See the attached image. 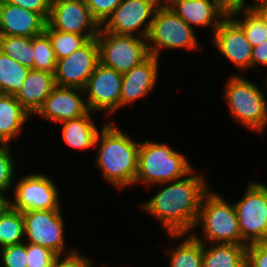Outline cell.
I'll list each match as a JSON object with an SVG mask.
<instances>
[{
  "label": "cell",
  "mask_w": 267,
  "mask_h": 267,
  "mask_svg": "<svg viewBox=\"0 0 267 267\" xmlns=\"http://www.w3.org/2000/svg\"><path fill=\"white\" fill-rule=\"evenodd\" d=\"M194 172L188 177L161 184H166L165 188L140 207L160 221L172 241L188 232L193 233L202 198L209 190L203 175H194Z\"/></svg>",
  "instance_id": "cell-1"
},
{
  "label": "cell",
  "mask_w": 267,
  "mask_h": 267,
  "mask_svg": "<svg viewBox=\"0 0 267 267\" xmlns=\"http://www.w3.org/2000/svg\"><path fill=\"white\" fill-rule=\"evenodd\" d=\"M113 124H104L97 135L95 146L98 147V155L95 162L104 180L120 189L135 184L140 143L134 142L128 133H123Z\"/></svg>",
  "instance_id": "cell-2"
},
{
  "label": "cell",
  "mask_w": 267,
  "mask_h": 267,
  "mask_svg": "<svg viewBox=\"0 0 267 267\" xmlns=\"http://www.w3.org/2000/svg\"><path fill=\"white\" fill-rule=\"evenodd\" d=\"M193 170L187 158L167 144L140 142L135 183L160 185L182 179Z\"/></svg>",
  "instance_id": "cell-3"
},
{
  "label": "cell",
  "mask_w": 267,
  "mask_h": 267,
  "mask_svg": "<svg viewBox=\"0 0 267 267\" xmlns=\"http://www.w3.org/2000/svg\"><path fill=\"white\" fill-rule=\"evenodd\" d=\"M225 86L230 115L249 130L261 132L267 125V100L259 87L249 79L232 76Z\"/></svg>",
  "instance_id": "cell-4"
},
{
  "label": "cell",
  "mask_w": 267,
  "mask_h": 267,
  "mask_svg": "<svg viewBox=\"0 0 267 267\" xmlns=\"http://www.w3.org/2000/svg\"><path fill=\"white\" fill-rule=\"evenodd\" d=\"M201 226L205 240L213 243L242 245L238 218L234 204L223 196L208 190L201 201L195 227Z\"/></svg>",
  "instance_id": "cell-5"
},
{
  "label": "cell",
  "mask_w": 267,
  "mask_h": 267,
  "mask_svg": "<svg viewBox=\"0 0 267 267\" xmlns=\"http://www.w3.org/2000/svg\"><path fill=\"white\" fill-rule=\"evenodd\" d=\"M192 28L169 6L160 5L155 11L147 36L150 55L159 57V51L167 48L201 49Z\"/></svg>",
  "instance_id": "cell-6"
},
{
  "label": "cell",
  "mask_w": 267,
  "mask_h": 267,
  "mask_svg": "<svg viewBox=\"0 0 267 267\" xmlns=\"http://www.w3.org/2000/svg\"><path fill=\"white\" fill-rule=\"evenodd\" d=\"M97 43L99 62L119 73H126L149 56L147 38L115 34L99 29Z\"/></svg>",
  "instance_id": "cell-7"
},
{
  "label": "cell",
  "mask_w": 267,
  "mask_h": 267,
  "mask_svg": "<svg viewBox=\"0 0 267 267\" xmlns=\"http://www.w3.org/2000/svg\"><path fill=\"white\" fill-rule=\"evenodd\" d=\"M233 204L242 245L267 242V185L250 182L244 197Z\"/></svg>",
  "instance_id": "cell-8"
},
{
  "label": "cell",
  "mask_w": 267,
  "mask_h": 267,
  "mask_svg": "<svg viewBox=\"0 0 267 267\" xmlns=\"http://www.w3.org/2000/svg\"><path fill=\"white\" fill-rule=\"evenodd\" d=\"M61 209L23 211L24 235L28 242L49 248L59 257L77 252L66 251L64 242V221ZM66 251V253H65Z\"/></svg>",
  "instance_id": "cell-9"
},
{
  "label": "cell",
  "mask_w": 267,
  "mask_h": 267,
  "mask_svg": "<svg viewBox=\"0 0 267 267\" xmlns=\"http://www.w3.org/2000/svg\"><path fill=\"white\" fill-rule=\"evenodd\" d=\"M160 5V0H122L100 28L106 32L134 36L139 29L138 36L147 38Z\"/></svg>",
  "instance_id": "cell-10"
},
{
  "label": "cell",
  "mask_w": 267,
  "mask_h": 267,
  "mask_svg": "<svg viewBox=\"0 0 267 267\" xmlns=\"http://www.w3.org/2000/svg\"><path fill=\"white\" fill-rule=\"evenodd\" d=\"M58 189L49 178L41 173L21 177L15 185L14 201L10 206L18 211L60 209Z\"/></svg>",
  "instance_id": "cell-11"
},
{
  "label": "cell",
  "mask_w": 267,
  "mask_h": 267,
  "mask_svg": "<svg viewBox=\"0 0 267 267\" xmlns=\"http://www.w3.org/2000/svg\"><path fill=\"white\" fill-rule=\"evenodd\" d=\"M122 79V73L99 62L83 89L89 111L112 114L119 110Z\"/></svg>",
  "instance_id": "cell-12"
},
{
  "label": "cell",
  "mask_w": 267,
  "mask_h": 267,
  "mask_svg": "<svg viewBox=\"0 0 267 267\" xmlns=\"http://www.w3.org/2000/svg\"><path fill=\"white\" fill-rule=\"evenodd\" d=\"M98 63L97 38L89 39L68 57L57 60L54 73L56 86L84 89Z\"/></svg>",
  "instance_id": "cell-13"
},
{
  "label": "cell",
  "mask_w": 267,
  "mask_h": 267,
  "mask_svg": "<svg viewBox=\"0 0 267 267\" xmlns=\"http://www.w3.org/2000/svg\"><path fill=\"white\" fill-rule=\"evenodd\" d=\"M47 25L54 30L74 33L94 39L99 23L92 17L85 0H60L50 5Z\"/></svg>",
  "instance_id": "cell-14"
},
{
  "label": "cell",
  "mask_w": 267,
  "mask_h": 267,
  "mask_svg": "<svg viewBox=\"0 0 267 267\" xmlns=\"http://www.w3.org/2000/svg\"><path fill=\"white\" fill-rule=\"evenodd\" d=\"M213 43L219 52L240 70L252 67V46L242 27L228 14L213 32Z\"/></svg>",
  "instance_id": "cell-15"
},
{
  "label": "cell",
  "mask_w": 267,
  "mask_h": 267,
  "mask_svg": "<svg viewBox=\"0 0 267 267\" xmlns=\"http://www.w3.org/2000/svg\"><path fill=\"white\" fill-rule=\"evenodd\" d=\"M83 89L56 86L35 115L53 122L71 120L89 112Z\"/></svg>",
  "instance_id": "cell-16"
},
{
  "label": "cell",
  "mask_w": 267,
  "mask_h": 267,
  "mask_svg": "<svg viewBox=\"0 0 267 267\" xmlns=\"http://www.w3.org/2000/svg\"><path fill=\"white\" fill-rule=\"evenodd\" d=\"M46 24L40 14L0 0V35L34 37L45 31Z\"/></svg>",
  "instance_id": "cell-17"
},
{
  "label": "cell",
  "mask_w": 267,
  "mask_h": 267,
  "mask_svg": "<svg viewBox=\"0 0 267 267\" xmlns=\"http://www.w3.org/2000/svg\"><path fill=\"white\" fill-rule=\"evenodd\" d=\"M169 7L190 27L212 25L214 32L229 11L220 0H177Z\"/></svg>",
  "instance_id": "cell-18"
},
{
  "label": "cell",
  "mask_w": 267,
  "mask_h": 267,
  "mask_svg": "<svg viewBox=\"0 0 267 267\" xmlns=\"http://www.w3.org/2000/svg\"><path fill=\"white\" fill-rule=\"evenodd\" d=\"M158 70V57L150 55L141 64L124 73L120 95V108L150 94L157 83Z\"/></svg>",
  "instance_id": "cell-19"
},
{
  "label": "cell",
  "mask_w": 267,
  "mask_h": 267,
  "mask_svg": "<svg viewBox=\"0 0 267 267\" xmlns=\"http://www.w3.org/2000/svg\"><path fill=\"white\" fill-rule=\"evenodd\" d=\"M55 87L54 74L30 69L15 98L31 116L38 112Z\"/></svg>",
  "instance_id": "cell-20"
},
{
  "label": "cell",
  "mask_w": 267,
  "mask_h": 267,
  "mask_svg": "<svg viewBox=\"0 0 267 267\" xmlns=\"http://www.w3.org/2000/svg\"><path fill=\"white\" fill-rule=\"evenodd\" d=\"M192 235L202 241V267H246V245L214 243L212 247L206 248L199 235Z\"/></svg>",
  "instance_id": "cell-21"
},
{
  "label": "cell",
  "mask_w": 267,
  "mask_h": 267,
  "mask_svg": "<svg viewBox=\"0 0 267 267\" xmlns=\"http://www.w3.org/2000/svg\"><path fill=\"white\" fill-rule=\"evenodd\" d=\"M30 114L17 101L15 96L0 95V144L11 143L20 132Z\"/></svg>",
  "instance_id": "cell-22"
},
{
  "label": "cell",
  "mask_w": 267,
  "mask_h": 267,
  "mask_svg": "<svg viewBox=\"0 0 267 267\" xmlns=\"http://www.w3.org/2000/svg\"><path fill=\"white\" fill-rule=\"evenodd\" d=\"M92 113L93 112L89 111L86 115L79 118L61 122V135L65 144L75 149L83 150L95 147L99 130L96 128L94 121L91 119Z\"/></svg>",
  "instance_id": "cell-23"
},
{
  "label": "cell",
  "mask_w": 267,
  "mask_h": 267,
  "mask_svg": "<svg viewBox=\"0 0 267 267\" xmlns=\"http://www.w3.org/2000/svg\"><path fill=\"white\" fill-rule=\"evenodd\" d=\"M240 12H244V18L237 19L236 15ZM228 14L242 27L252 47L267 40V22L255 8L238 6L229 9Z\"/></svg>",
  "instance_id": "cell-24"
},
{
  "label": "cell",
  "mask_w": 267,
  "mask_h": 267,
  "mask_svg": "<svg viewBox=\"0 0 267 267\" xmlns=\"http://www.w3.org/2000/svg\"><path fill=\"white\" fill-rule=\"evenodd\" d=\"M29 68L0 51V90L2 94L16 96L26 79Z\"/></svg>",
  "instance_id": "cell-25"
},
{
  "label": "cell",
  "mask_w": 267,
  "mask_h": 267,
  "mask_svg": "<svg viewBox=\"0 0 267 267\" xmlns=\"http://www.w3.org/2000/svg\"><path fill=\"white\" fill-rule=\"evenodd\" d=\"M1 52L19 64L34 69L33 37L0 35Z\"/></svg>",
  "instance_id": "cell-26"
},
{
  "label": "cell",
  "mask_w": 267,
  "mask_h": 267,
  "mask_svg": "<svg viewBox=\"0 0 267 267\" xmlns=\"http://www.w3.org/2000/svg\"><path fill=\"white\" fill-rule=\"evenodd\" d=\"M24 231L22 212L7 207L0 215V248L23 243Z\"/></svg>",
  "instance_id": "cell-27"
},
{
  "label": "cell",
  "mask_w": 267,
  "mask_h": 267,
  "mask_svg": "<svg viewBox=\"0 0 267 267\" xmlns=\"http://www.w3.org/2000/svg\"><path fill=\"white\" fill-rule=\"evenodd\" d=\"M188 234L186 240L170 250V267H202V241Z\"/></svg>",
  "instance_id": "cell-28"
},
{
  "label": "cell",
  "mask_w": 267,
  "mask_h": 267,
  "mask_svg": "<svg viewBox=\"0 0 267 267\" xmlns=\"http://www.w3.org/2000/svg\"><path fill=\"white\" fill-rule=\"evenodd\" d=\"M44 32L49 36L57 60L68 57L89 40L84 35L51 29L47 24Z\"/></svg>",
  "instance_id": "cell-29"
},
{
  "label": "cell",
  "mask_w": 267,
  "mask_h": 267,
  "mask_svg": "<svg viewBox=\"0 0 267 267\" xmlns=\"http://www.w3.org/2000/svg\"><path fill=\"white\" fill-rule=\"evenodd\" d=\"M34 69L54 74L57 59L49 36L43 32L33 37Z\"/></svg>",
  "instance_id": "cell-30"
},
{
  "label": "cell",
  "mask_w": 267,
  "mask_h": 267,
  "mask_svg": "<svg viewBox=\"0 0 267 267\" xmlns=\"http://www.w3.org/2000/svg\"><path fill=\"white\" fill-rule=\"evenodd\" d=\"M58 257L49 248L27 242V267H53Z\"/></svg>",
  "instance_id": "cell-31"
},
{
  "label": "cell",
  "mask_w": 267,
  "mask_h": 267,
  "mask_svg": "<svg viewBox=\"0 0 267 267\" xmlns=\"http://www.w3.org/2000/svg\"><path fill=\"white\" fill-rule=\"evenodd\" d=\"M8 144H0V191H8L13 186L15 163Z\"/></svg>",
  "instance_id": "cell-32"
},
{
  "label": "cell",
  "mask_w": 267,
  "mask_h": 267,
  "mask_svg": "<svg viewBox=\"0 0 267 267\" xmlns=\"http://www.w3.org/2000/svg\"><path fill=\"white\" fill-rule=\"evenodd\" d=\"M0 249L4 267H27V243L9 245Z\"/></svg>",
  "instance_id": "cell-33"
},
{
  "label": "cell",
  "mask_w": 267,
  "mask_h": 267,
  "mask_svg": "<svg viewBox=\"0 0 267 267\" xmlns=\"http://www.w3.org/2000/svg\"><path fill=\"white\" fill-rule=\"evenodd\" d=\"M122 0H85L92 17L101 26Z\"/></svg>",
  "instance_id": "cell-34"
},
{
  "label": "cell",
  "mask_w": 267,
  "mask_h": 267,
  "mask_svg": "<svg viewBox=\"0 0 267 267\" xmlns=\"http://www.w3.org/2000/svg\"><path fill=\"white\" fill-rule=\"evenodd\" d=\"M246 267H267V242L247 245Z\"/></svg>",
  "instance_id": "cell-35"
},
{
  "label": "cell",
  "mask_w": 267,
  "mask_h": 267,
  "mask_svg": "<svg viewBox=\"0 0 267 267\" xmlns=\"http://www.w3.org/2000/svg\"><path fill=\"white\" fill-rule=\"evenodd\" d=\"M6 3H10L26 10L33 11L40 14L46 21L50 14V2L49 0H3Z\"/></svg>",
  "instance_id": "cell-36"
},
{
  "label": "cell",
  "mask_w": 267,
  "mask_h": 267,
  "mask_svg": "<svg viewBox=\"0 0 267 267\" xmlns=\"http://www.w3.org/2000/svg\"><path fill=\"white\" fill-rule=\"evenodd\" d=\"M53 267H92V261L75 252L65 256L63 259L61 256L58 257Z\"/></svg>",
  "instance_id": "cell-37"
},
{
  "label": "cell",
  "mask_w": 267,
  "mask_h": 267,
  "mask_svg": "<svg viewBox=\"0 0 267 267\" xmlns=\"http://www.w3.org/2000/svg\"><path fill=\"white\" fill-rule=\"evenodd\" d=\"M259 64L267 66V40L252 48V67Z\"/></svg>",
  "instance_id": "cell-38"
},
{
  "label": "cell",
  "mask_w": 267,
  "mask_h": 267,
  "mask_svg": "<svg viewBox=\"0 0 267 267\" xmlns=\"http://www.w3.org/2000/svg\"><path fill=\"white\" fill-rule=\"evenodd\" d=\"M228 9L236 8L238 6H246V0H220Z\"/></svg>",
  "instance_id": "cell-39"
},
{
  "label": "cell",
  "mask_w": 267,
  "mask_h": 267,
  "mask_svg": "<svg viewBox=\"0 0 267 267\" xmlns=\"http://www.w3.org/2000/svg\"><path fill=\"white\" fill-rule=\"evenodd\" d=\"M3 193L6 194L4 191H0V215L10 206V199L4 197Z\"/></svg>",
  "instance_id": "cell-40"
},
{
  "label": "cell",
  "mask_w": 267,
  "mask_h": 267,
  "mask_svg": "<svg viewBox=\"0 0 267 267\" xmlns=\"http://www.w3.org/2000/svg\"><path fill=\"white\" fill-rule=\"evenodd\" d=\"M254 8L261 14V16L267 22V2L260 3Z\"/></svg>",
  "instance_id": "cell-41"
},
{
  "label": "cell",
  "mask_w": 267,
  "mask_h": 267,
  "mask_svg": "<svg viewBox=\"0 0 267 267\" xmlns=\"http://www.w3.org/2000/svg\"><path fill=\"white\" fill-rule=\"evenodd\" d=\"M173 1L177 0H160L161 5L169 6Z\"/></svg>",
  "instance_id": "cell-42"
},
{
  "label": "cell",
  "mask_w": 267,
  "mask_h": 267,
  "mask_svg": "<svg viewBox=\"0 0 267 267\" xmlns=\"http://www.w3.org/2000/svg\"><path fill=\"white\" fill-rule=\"evenodd\" d=\"M263 2H267V0H256L255 5H251V4H249V5H247L246 7L254 8V7L257 6L258 4L263 3Z\"/></svg>",
  "instance_id": "cell-43"
},
{
  "label": "cell",
  "mask_w": 267,
  "mask_h": 267,
  "mask_svg": "<svg viewBox=\"0 0 267 267\" xmlns=\"http://www.w3.org/2000/svg\"><path fill=\"white\" fill-rule=\"evenodd\" d=\"M57 1H60V0H49L50 4L57 2Z\"/></svg>",
  "instance_id": "cell-44"
},
{
  "label": "cell",
  "mask_w": 267,
  "mask_h": 267,
  "mask_svg": "<svg viewBox=\"0 0 267 267\" xmlns=\"http://www.w3.org/2000/svg\"><path fill=\"white\" fill-rule=\"evenodd\" d=\"M265 82H266V84H265V85H266V88H267V76H266Z\"/></svg>",
  "instance_id": "cell-45"
}]
</instances>
